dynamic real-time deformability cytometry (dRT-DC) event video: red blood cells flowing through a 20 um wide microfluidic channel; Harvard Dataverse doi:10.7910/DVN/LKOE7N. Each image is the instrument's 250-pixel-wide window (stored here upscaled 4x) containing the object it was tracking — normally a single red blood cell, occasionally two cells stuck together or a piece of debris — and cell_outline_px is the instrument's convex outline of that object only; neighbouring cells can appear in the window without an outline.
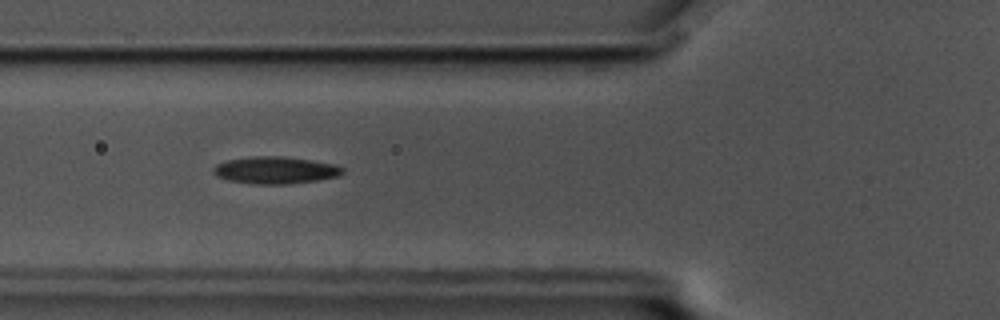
{"species": "common noctule bat (a hibernating species)", "species_latin": "Nyctalus noctula", "temperature_condition": "cold", "stored_images_in_passage": 54, "camera_frame_rate_fps": 3000, "um_per_image_px": 0.085, "animal": {"sex": "male", "body_mass_g": 17.5, "forearm_length_mm": 52.3}, "frame": {"image": 1, "passage_image": 21, "time_ms": 6.667, "image_size_px": [1000, 320], "cell_outline_px": [[344, 172], [340, 176], [316, 180], [288, 184], [256, 184], [228, 180], [216, 176], [212, 172], [212, 168], [216, 164], [228, 160], [252, 156], [280, 156], [312, 160], [332, 164], [344, 168]], "centroid_in_image_um": [23.39, 14.46], "position_along_channel_um": 102.4, "area_um2": 20.4}}
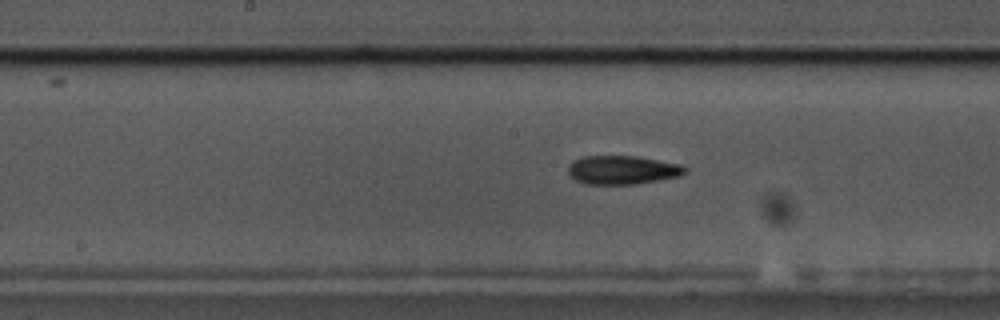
{"frame": {"image": 2, "passage_image": 29, "time_ms": 9.333, "image_size_px": [1000, 320], "cell_outline_px": [[688, 168], [680, 176], [660, 180], [636, 184], [584, 184], [576, 180], [568, 172], [568, 164], [572, 160], [584, 156], [636, 156], [680, 164]], "centroid_in_image_um": [52.89, 14.44], "position_along_channel_um": 195.3, "area_um2": 19.59}}
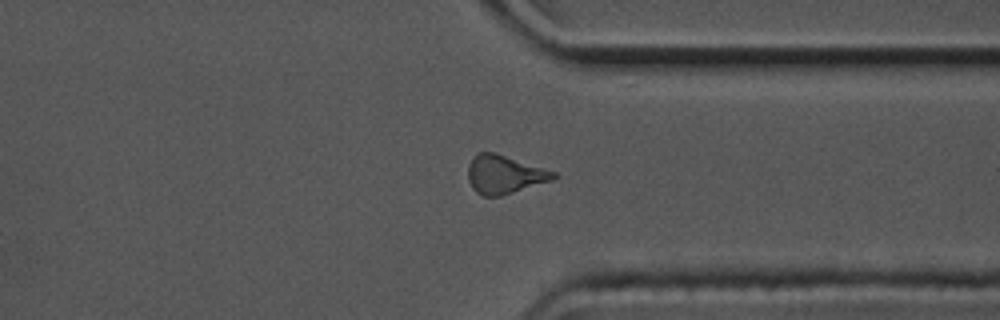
{"frame": {"image": 3, "passage_image": 44, "time_ms": 14.333, "image_size_px": [1000, 320], "cell_outline_px": [[556, 176], [552, 180], [500, 196], [484, 196], [476, 192], [472, 188], [468, 180], [468, 164], [472, 156], [480, 152], [492, 152], [556, 172]], "centroid_in_image_um": [42.82, 14.83], "position_along_channel_um": 368.6, "area_um2": 18.84}, "authors_computed_cell_mechanics": {"area_um2": 19.1029, "velocity_mm_per_s": 3.4812, "shape_relaxation_time_tau1_ms": null, "shape_relaxation_time_tau2_ms": 8.7818, "deformation_change_tau1": null, "deformation_change_tau2": 0.1969}}